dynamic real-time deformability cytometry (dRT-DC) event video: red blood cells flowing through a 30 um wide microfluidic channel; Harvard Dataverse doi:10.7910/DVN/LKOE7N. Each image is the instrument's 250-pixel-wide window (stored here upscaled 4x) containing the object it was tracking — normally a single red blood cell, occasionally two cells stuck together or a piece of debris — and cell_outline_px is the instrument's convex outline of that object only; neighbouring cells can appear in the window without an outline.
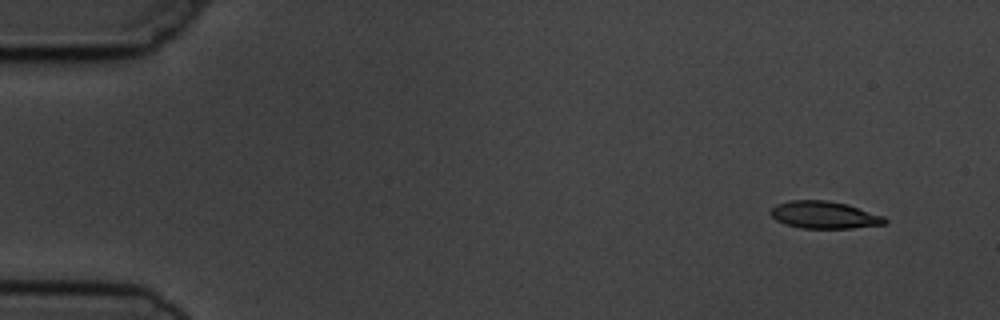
{"species": "common noctule bat (a hibernating species)", "species_latin": "Nyctalus noctula", "temperature_condition": "cold", "stored_images_in_passage": 7, "camera_frame_rate_fps": 3000, "um_per_image_px": 0.085, "animal": {"sex": "male", "body_mass_g": 19.5, "forearm_length_mm": 54.6}, "frame": {"image": 1, "passage_image": 2, "time_ms": 1.333, "image_size_px": [1000, 320], "cell_outline_px": [[888, 224], [852, 228], [800, 228], [784, 224], [776, 220], [768, 212], [776, 204], [788, 200], [828, 200], [848, 204], [884, 216], [888, 220]], "centroid_in_image_um": [70.07, 18.26], "position_along_channel_um": 14.9, "area_um2": 18.44}}
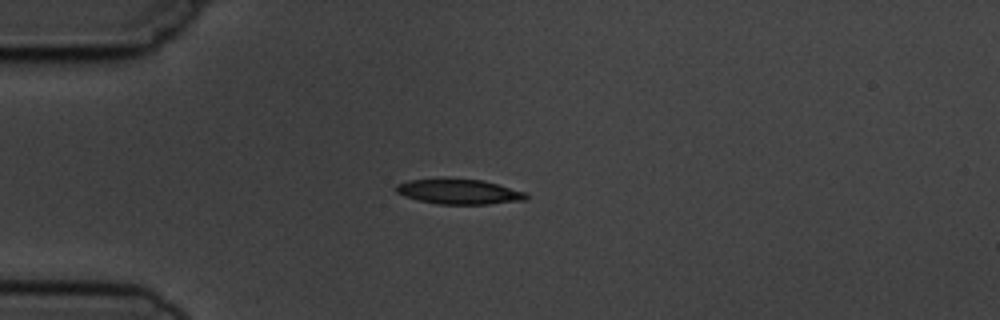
{"frame": {"image": 2, "passage_image": 5, "time_ms": 4.667, "image_size_px": [1000, 320], "cell_outline_px": [[528, 200], [488, 204], [440, 204], [420, 200], [404, 196], [396, 192], [396, 184], [408, 180], [444, 176], [448, 176], [484, 180], [528, 192]], "centroid_in_image_um": [39.04, 16.24], "position_along_channel_um": 46.0, "area_um2": 19.83}}
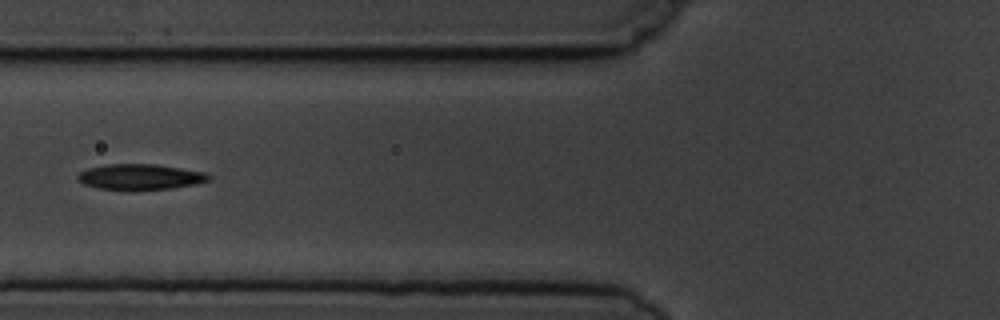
{"frame": {"image": 3, "passage_image": 7, "time_ms": 7.0, "image_size_px": [1000, 320], "cell_outline_px": [[212, 180], [196, 184], [172, 188], [132, 192], [128, 192], [100, 188], [84, 184], [76, 180], [76, 176], [80, 172], [88, 168], [108, 164], [156, 164], [204, 172], [212, 176]], "centroid_in_image_um": [11.91, 15.06], "position_along_channel_um": 113.9, "area_um2": 20.17}}